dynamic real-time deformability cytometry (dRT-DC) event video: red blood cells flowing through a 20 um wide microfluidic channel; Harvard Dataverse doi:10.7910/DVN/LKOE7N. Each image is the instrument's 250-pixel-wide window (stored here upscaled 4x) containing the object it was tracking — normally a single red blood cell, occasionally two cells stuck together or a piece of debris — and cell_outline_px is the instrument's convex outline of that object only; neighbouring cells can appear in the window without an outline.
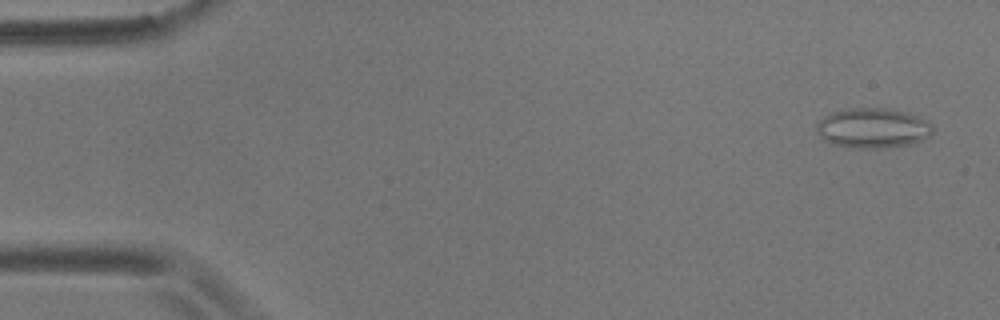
{"species": "common noctule bat (a hibernating species)", "species_latin": "Nyctalus noctula", "temperature_condition": "room temperature", "stored_images_in_passage": 55, "camera_frame_rate_fps": 3000, "um_per_image_px": 0.085, "animal": {"sex": "male", "body_mass_g": 17.9}, "frame": {"image": 1, "passage_image": 3, "time_ms": 0.667, "image_size_px": [1000, 320], "cell_outline_px": [[932, 132], [924, 140], [912, 144], [880, 148], [860, 148], [832, 144], [824, 140], [816, 132], [816, 124], [824, 116], [832, 112], [852, 108], [888, 108], [920, 116], [928, 120], [932, 124]], "centroid_in_image_um": [74.21, 10.88], "position_along_channel_um": 10.8, "area_um2": 27.17}}
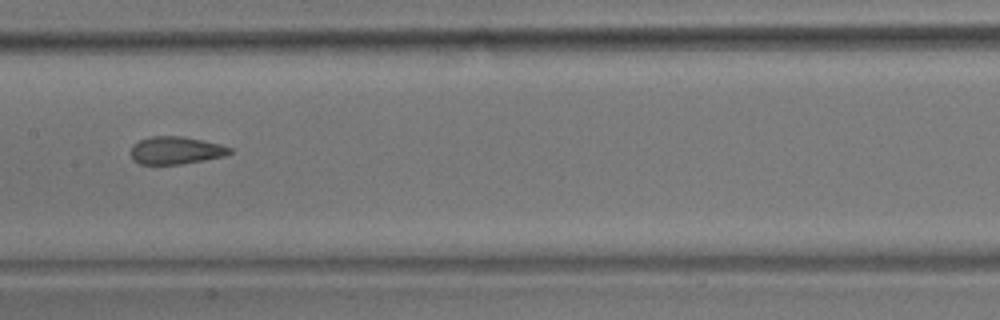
{"frame": {"image": 2, "passage_image": 28, "time_ms": 9.0, "image_size_px": [1000, 320], "cell_outline_px": [[232, 152], [224, 156], [204, 160], [180, 164], [140, 164], [132, 160], [132, 144], [140, 140], [152, 136], [184, 136], [220, 144], [232, 148]], "centroid_in_image_um": [14.95, 12.78], "position_along_channel_um": 192.5, "area_um2": 15.9}}
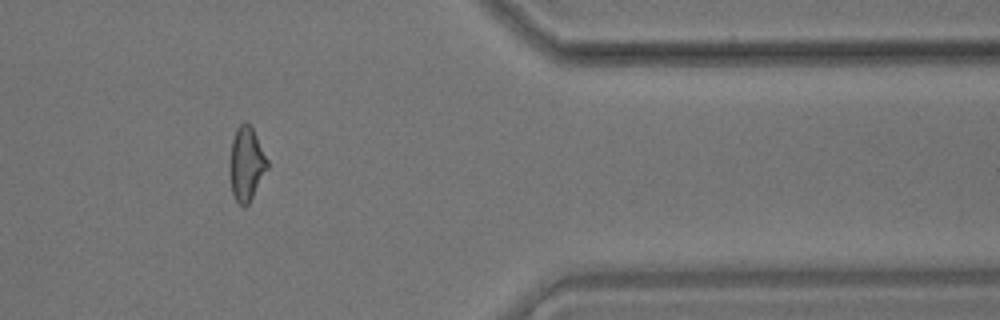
{"frame": {"image": 3, "passage_image": 46, "time_ms": 15.0, "image_size_px": [1000, 320], "cell_outline_px": [[268, 168], [248, 204], [244, 208], [236, 200], [232, 192], [228, 168], [232, 140], [236, 128], [244, 120], [252, 128], [268, 160]], "centroid_in_image_um": [20.92, 13.93], "position_along_channel_um": 390.5, "area_um2": 16.18}, "authors_computed_cell_mechanics": {"area_um2": 16.8198, "velocity_mm_per_s": 3.6543, "shape_relaxation_time_tau1_ms": null, "shape_relaxation_time_tau2_ms": 1.4463, "deformation_change_tau1": null, "deformation_change_tau2": 0.0889}}